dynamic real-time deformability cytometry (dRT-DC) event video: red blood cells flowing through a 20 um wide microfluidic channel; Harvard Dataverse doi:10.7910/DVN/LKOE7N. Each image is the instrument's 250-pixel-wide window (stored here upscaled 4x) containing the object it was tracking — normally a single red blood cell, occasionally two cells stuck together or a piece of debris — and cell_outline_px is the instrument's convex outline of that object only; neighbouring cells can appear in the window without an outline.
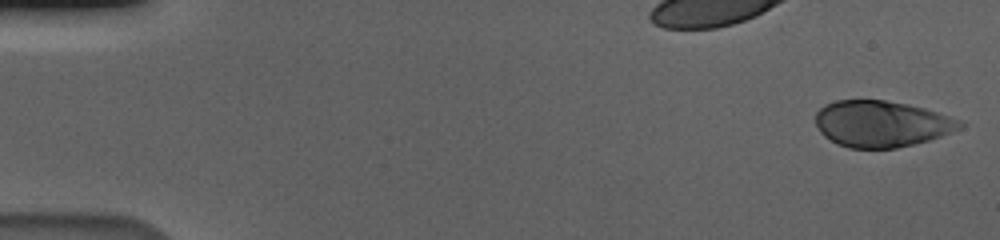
{"species": "human", "species_latin": "Homo sapiens", "temperature_condition": "cold", "stored_images_in_passage": 57, "camera_frame_rate_fps": 3000, "um_per_image_px": 0.085, "donor": {"sex": "male"}, "frame": {"image": 1, "passage_image": 1, "time_ms": 0.0, "image_size_px": [1000, 240], "cell_outline_px": [[964, 124], [960, 128], [940, 136], [928, 140], [896, 148], [848, 148], [836, 144], [824, 136], [820, 132], [816, 124], [816, 112], [824, 104], [836, 100], [884, 100], [924, 108], [948, 116]], "centroid_in_image_um": [74.85, 10.53], "position_along_channel_um": 10.1, "area_um2": 38.55}}
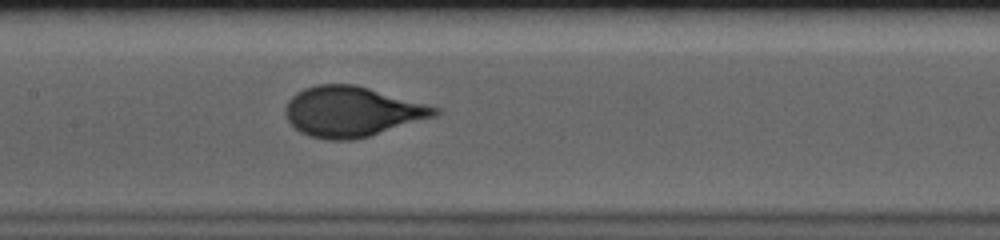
{"frame": {"image": 2, "passage_image": 28, "time_ms": 9.0, "image_size_px": [1000, 240], "cell_outline_px": [[440, 112], [436, 116], [368, 136], [352, 140], [328, 140], [308, 136], [300, 132], [288, 120], [284, 112], [284, 108], [288, 100], [296, 92], [304, 88], [316, 84], [356, 84], [440, 108]], "centroid_in_image_um": [29.88, 9.48], "position_along_channel_um": 177.5, "area_um2": 43.64}}
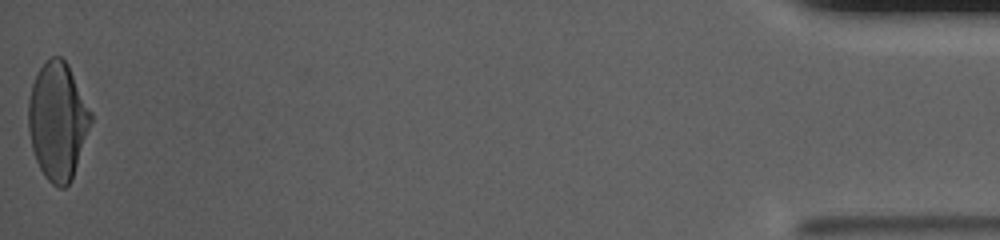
{"frame": {"image": 3, "passage_image": 57, "time_ms": 18.667, "image_size_px": [1000, 240], "cell_outline_px": [[92, 120], [72, 180], [64, 188], [60, 188], [52, 184], [44, 176], [36, 160], [32, 148], [28, 128], [28, 100], [32, 84], [40, 68], [52, 56], [60, 56], [68, 64], [92, 112]], "centroid_in_image_um": [4.9, 10.3], "position_along_channel_um": 430.3, "area_um2": 42.66}, "authors_computed_cell_mechanics": {"area_um2": 41.8472, "velocity_mm_per_s": 3.5776, "shape_relaxation_time_tau1_ms": 3.4808, "shape_relaxation_time_tau2_ms": null, "deformation_change_tau1": 0.1757, "deformation_change_tau2": null}}